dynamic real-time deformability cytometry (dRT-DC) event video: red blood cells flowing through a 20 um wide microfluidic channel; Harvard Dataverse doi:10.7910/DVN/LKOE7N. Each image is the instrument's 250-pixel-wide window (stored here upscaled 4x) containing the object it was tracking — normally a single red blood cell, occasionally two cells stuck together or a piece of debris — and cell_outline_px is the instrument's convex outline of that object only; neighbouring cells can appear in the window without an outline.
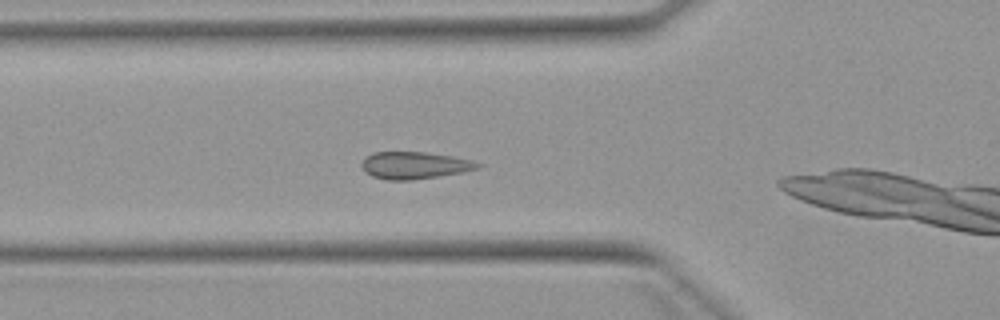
{"species": "Egyptian fruit bat (a non-hibernating species)", "species_latin": "Rousettus aegyptiacus", "temperature_condition": "warm", "stored_images_in_passage": 6, "camera_frame_rate_fps": 3000, "um_per_image_px": 0.085, "animal": {"sex": "female"}, "frame": {"image": 1, "passage_image": 5, "time_ms": 5.333, "image_size_px": [1000, 320], "cell_outline_px": [[484, 164], [480, 168], [464, 172], [440, 176], [412, 180], [388, 180], [372, 176], [364, 172], [360, 164], [372, 152], [424, 152], [452, 156], [472, 160]], "centroid_in_image_um": [35.27, 14.06], "position_along_channel_um": 90.5, "area_um2": 18.5}}